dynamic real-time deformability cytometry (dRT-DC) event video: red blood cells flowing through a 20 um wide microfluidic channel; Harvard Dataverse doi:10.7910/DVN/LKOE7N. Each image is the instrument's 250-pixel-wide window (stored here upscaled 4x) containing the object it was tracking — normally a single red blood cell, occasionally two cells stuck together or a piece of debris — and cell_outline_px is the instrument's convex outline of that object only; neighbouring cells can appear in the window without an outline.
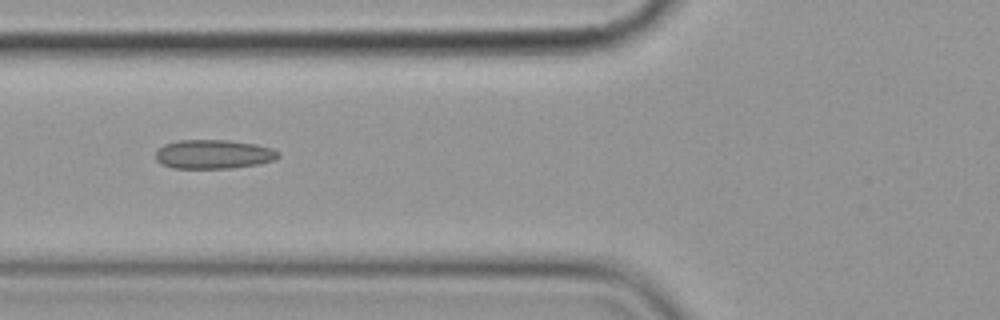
{"species": "common noctule bat (a hibernating species)", "species_latin": "Nyctalus noctula", "temperature_condition": "cold", "stored_images_in_passage": 7, "camera_frame_rate_fps": 3000, "um_per_image_px": 0.085, "animal": {"sex": "female", "body_mass_g": 19.9}, "frame": {"image": 1, "passage_image": 6, "time_ms": 6.667, "image_size_px": [1000, 320], "cell_outline_px": [[280, 156], [276, 160], [260, 164], [228, 168], [172, 168], [156, 160], [156, 148], [164, 144], [176, 140], [228, 140], [256, 144], [272, 148], [280, 152]], "centroid_in_image_um": [18.17, 13.1], "position_along_channel_um": 107.6, "area_um2": 20.98}}
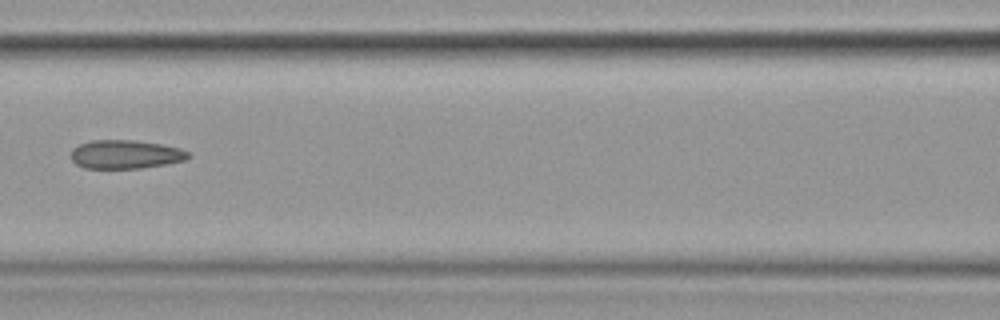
{"frame": {"image": 2, "passage_image": 7, "time_ms": 8.0, "image_size_px": [1000, 320], "cell_outline_px": [[192, 156], [184, 160], [164, 164], [140, 168], [84, 168], [76, 164], [72, 160], [72, 148], [80, 144], [92, 140], [136, 140], [160, 144], [180, 148], [188, 152]], "centroid_in_image_um": [10.66, 13.11], "position_along_channel_um": 155.9, "area_um2": 19.48}}